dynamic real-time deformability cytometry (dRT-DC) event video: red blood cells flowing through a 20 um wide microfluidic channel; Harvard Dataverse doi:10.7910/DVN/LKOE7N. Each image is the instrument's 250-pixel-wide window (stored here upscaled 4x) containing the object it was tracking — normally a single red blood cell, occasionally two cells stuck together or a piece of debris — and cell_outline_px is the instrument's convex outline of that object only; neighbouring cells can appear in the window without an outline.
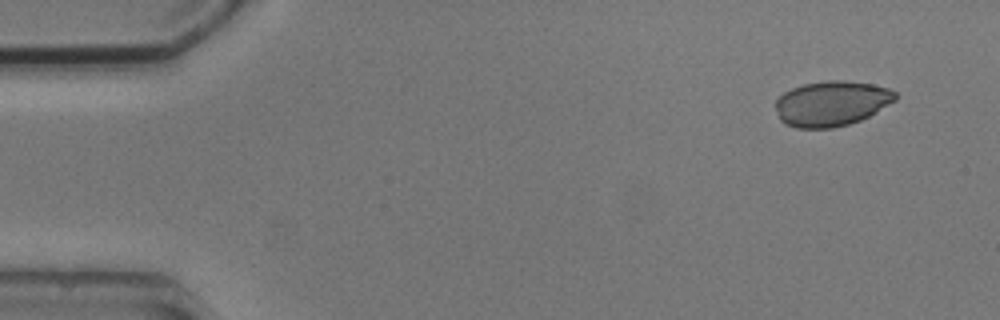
{"species": "common noctule bat (a hibernating species)", "species_latin": "Nyctalus noctula", "temperature_condition": "cold", "stored_images_in_passage": 7, "camera_frame_rate_fps": 3000, "um_per_image_px": 0.085, "animal": {"sex": "male", "body_mass_g": 20.5, "forearm_length_mm": 52.5}, "frame": {"image": 1, "passage_image": 1, "time_ms": 0.0, "image_size_px": [1000, 320], "cell_outline_px": [[896, 100], [868, 116], [860, 120], [848, 124], [832, 128], [796, 128], [784, 124], [780, 120], [776, 108], [776, 100], [784, 92], [792, 88], [804, 84], [828, 80], [840, 80], [872, 84], [888, 88], [896, 92]], "centroid_in_image_um": [70.66, 8.8], "position_along_channel_um": 14.3, "area_um2": 31.39}}